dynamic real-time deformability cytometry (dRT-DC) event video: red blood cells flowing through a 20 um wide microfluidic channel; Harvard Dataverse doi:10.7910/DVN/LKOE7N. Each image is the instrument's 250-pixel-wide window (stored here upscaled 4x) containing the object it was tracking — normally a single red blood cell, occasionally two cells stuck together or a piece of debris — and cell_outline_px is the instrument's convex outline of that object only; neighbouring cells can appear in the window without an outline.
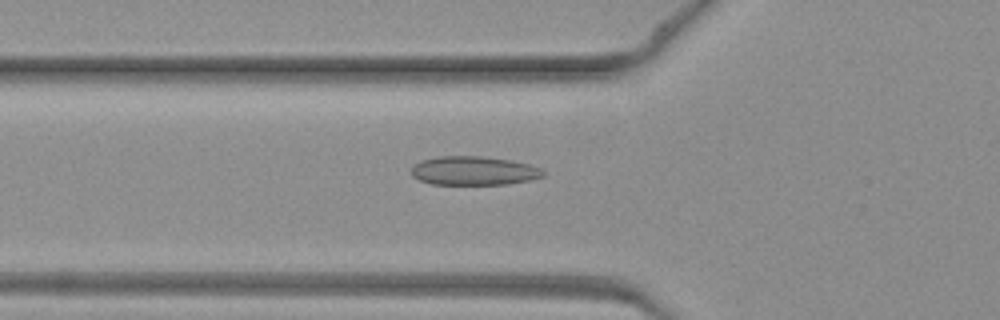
{"species": "common noctule bat (a hibernating species)", "species_latin": "Nyctalus noctula", "temperature_condition": "warm", "stored_images_in_passage": 45, "camera_frame_rate_fps": 3000, "um_per_image_px": 0.085, "animal": {"sex": "female", "body_mass_g": 19.3, "forearm_length_mm": 54.1}, "frame": {"image": 1, "passage_image": 16, "time_ms": 5.0, "image_size_px": [1000, 320], "cell_outline_px": [[544, 176], [532, 180], [508, 184], [432, 184], [420, 180], [412, 176], [412, 168], [416, 164], [424, 160], [440, 156], [480, 156], [512, 160], [528, 164], [540, 168], [544, 172]], "centroid_in_image_um": [40.31, 14.52], "position_along_channel_um": 85.5, "area_um2": 22.02}}
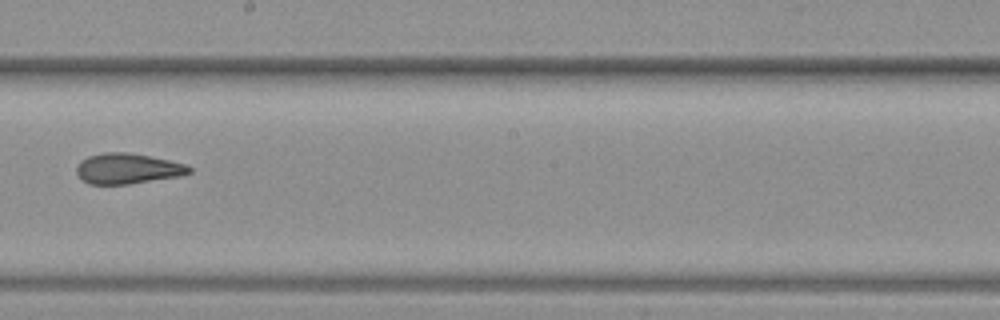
{"frame": {"image": 2, "passage_image": 26, "time_ms": 8.333, "image_size_px": [1000, 320], "cell_outline_px": [[192, 172], [184, 176], [128, 184], [88, 184], [76, 172], [76, 168], [80, 160], [88, 156], [104, 152], [124, 152], [148, 156], [188, 164], [192, 168]], "centroid_in_image_um": [10.89, 14.33], "position_along_channel_um": 237.3, "area_um2": 20.11}}
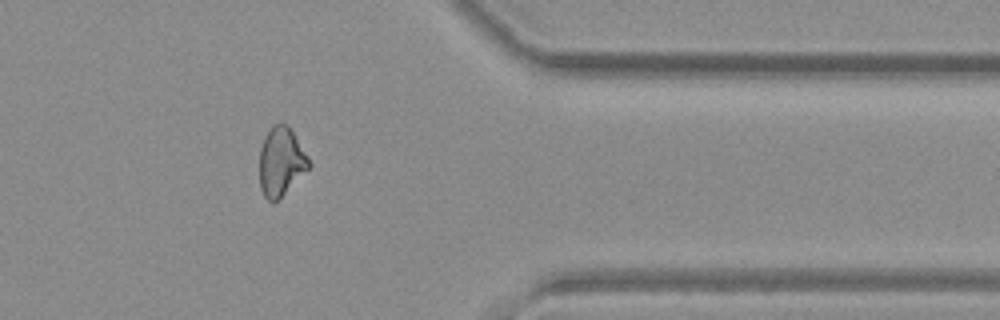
{"frame": {"image": 3, "passage_image": 37, "time_ms": 12.0, "image_size_px": [1000, 320], "cell_outline_px": [[312, 164], [272, 204], [264, 196], [260, 188], [260, 148], [272, 124], [280, 120], [288, 124], [308, 156]], "centroid_in_image_um": [23.88, 13.68], "position_along_channel_um": 387.5, "area_um2": 19.54}}